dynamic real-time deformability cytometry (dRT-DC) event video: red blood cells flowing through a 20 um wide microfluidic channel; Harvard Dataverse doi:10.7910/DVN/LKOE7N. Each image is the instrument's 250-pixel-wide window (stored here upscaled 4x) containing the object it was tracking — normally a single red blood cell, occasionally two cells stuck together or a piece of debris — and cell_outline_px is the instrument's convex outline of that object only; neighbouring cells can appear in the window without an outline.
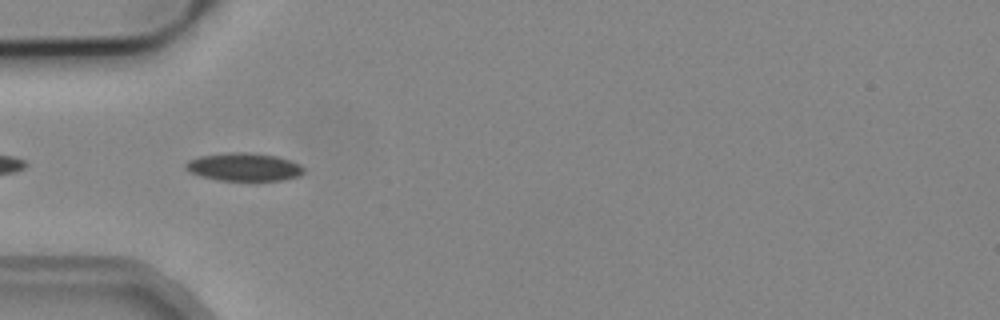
{"species": "common noctule bat (a hibernating species)", "species_latin": "Nyctalus noctula", "temperature_condition": "cold", "stored_images_in_passage": 7, "camera_frame_rate_fps": 3000, "um_per_image_px": 0.085, "animal": {"sex": "male", "body_mass_g": 19.2, "forearm_length_mm": 51.8}, "frame": {"image": 1, "passage_image": 5, "time_ms": 1.333, "image_size_px": [1000, 320], "cell_outline_px": [[304, 172], [300, 176], [280, 180], [220, 180], [200, 176], [188, 172], [184, 168], [184, 164], [188, 160], [200, 156], [228, 152], [248, 152], [276, 156], [300, 164], [304, 168]], "centroid_in_image_um": [20.7, 14.19], "position_along_channel_um": 64.3, "area_um2": 19.31}}